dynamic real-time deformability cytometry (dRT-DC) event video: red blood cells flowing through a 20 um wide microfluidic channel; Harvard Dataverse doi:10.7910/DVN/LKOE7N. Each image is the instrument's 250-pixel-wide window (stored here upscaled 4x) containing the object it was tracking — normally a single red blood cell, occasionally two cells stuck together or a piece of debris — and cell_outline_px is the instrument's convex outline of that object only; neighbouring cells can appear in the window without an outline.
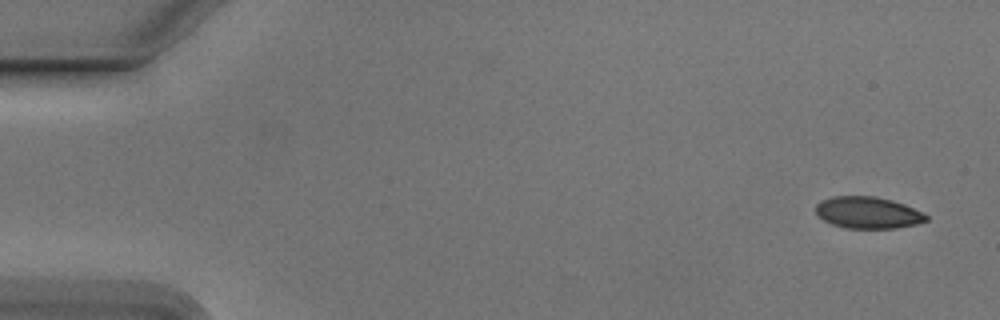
{"species": "Egyptian fruit bat (a non-hibernating species)", "species_latin": "Rousettus aegyptiacus", "temperature_condition": "cold", "stored_images_in_passage": 53, "camera_frame_rate_fps": 3000, "um_per_image_px": 0.085, "animal": {"sex": "male"}, "frame": {"image": 1, "passage_image": 1, "time_ms": 0.0, "image_size_px": [1000, 320], "cell_outline_px": [[924, 220], [908, 224], [876, 228], [868, 228], [840, 224], [824, 216], [820, 212], [820, 208], [824, 204], [832, 200], [884, 200], [908, 208], [924, 216]], "centroid_in_image_um": [73.89, 18.15], "position_along_channel_um": 11.1, "area_um2": 15.78}}
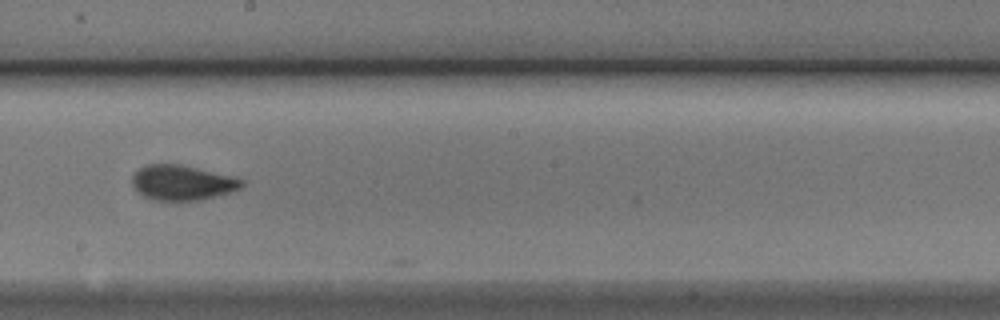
{"frame": {"image": 2, "passage_image": 29, "time_ms": 9.333, "image_size_px": [1000, 320], "cell_outline_px": [[236, 184], [224, 188], [208, 192], [184, 196], [172, 196], [156, 192], [144, 188], [140, 184], [140, 176], [144, 172], [184, 172], [232, 180]], "centroid_in_image_um": [15.48, 15.57], "position_along_channel_um": 232.7, "area_um2": 11.96}}
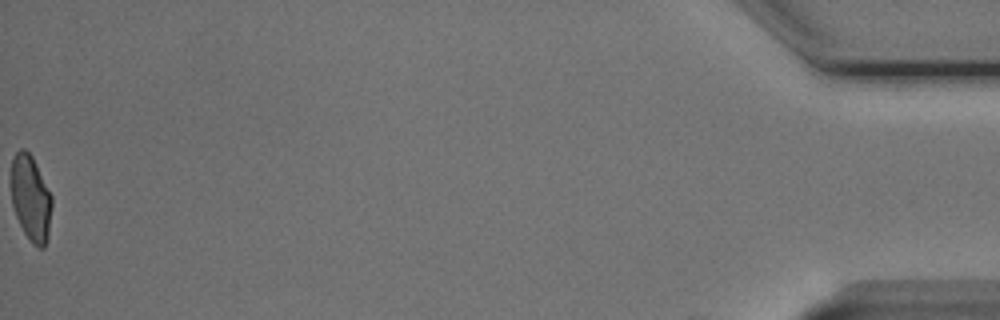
{"frame": {"image": 3, "passage_image": 53, "time_ms": 17.333, "image_size_px": [1000, 320], "cell_outline_px": [[48, 220], [44, 244], [40, 244], [28, 232], [24, 224], [12, 192], [12, 168], [24, 152], [32, 160], [48, 192]], "centroid_in_image_um": [2.62, 16.78], "position_along_channel_um": 432.6, "area_um2": 15.78}, "authors_computed_cell_mechanics": {"area_um2": 15.317, "velocity_mm_per_s": 3.7793, "shape_relaxation_time_tau1_ms": null, "shape_relaxation_time_tau2_ms": 2.8225, "deformation_change_tau1": null, "deformation_change_tau2": 0.0742}}